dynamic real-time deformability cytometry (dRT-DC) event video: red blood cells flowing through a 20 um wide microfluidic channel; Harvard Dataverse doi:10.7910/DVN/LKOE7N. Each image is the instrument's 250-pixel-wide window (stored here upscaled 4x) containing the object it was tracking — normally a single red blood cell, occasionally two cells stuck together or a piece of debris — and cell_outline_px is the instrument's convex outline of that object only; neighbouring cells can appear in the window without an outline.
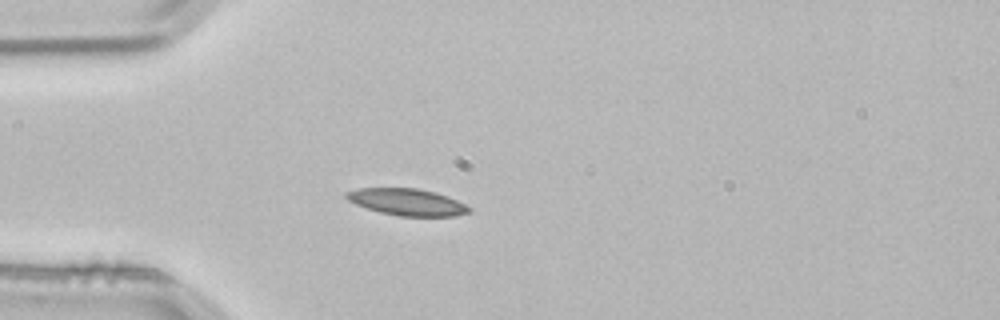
{"species": "common noctule bat (a hibernating species)", "species_latin": "Nyctalus noctula", "temperature_condition": "room temperature", "stored_images_in_passage": 2, "camera_frame_rate_fps": 3000, "um_per_image_px": 0.085, "animal": {"sex": "male", "body_mass_g": 21.5, "forearm_length_mm": 52.0}, "frame": {"image": 1, "passage_image": 2, "time_ms": 0.333, "image_size_px": [1000, 320], "cell_outline_px": [[472, 212], [456, 216], [400, 216], [380, 212], [356, 204], [348, 200], [344, 196], [344, 192], [356, 188], [416, 188], [436, 192], [448, 196], [472, 208]], "centroid_in_image_um": [34.61, 17.17], "position_along_channel_um": 50.4, "area_um2": 19.25}}